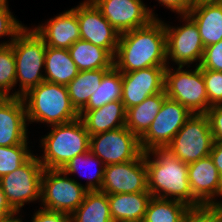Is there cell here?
<instances>
[{
  "instance_id": "obj_1",
  "label": "cell",
  "mask_w": 222,
  "mask_h": 222,
  "mask_svg": "<svg viewBox=\"0 0 222 222\" xmlns=\"http://www.w3.org/2000/svg\"><path fill=\"white\" fill-rule=\"evenodd\" d=\"M168 63L163 21L155 18L143 27L120 34L113 66L121 73L169 66Z\"/></svg>"
},
{
  "instance_id": "obj_2",
  "label": "cell",
  "mask_w": 222,
  "mask_h": 222,
  "mask_svg": "<svg viewBox=\"0 0 222 222\" xmlns=\"http://www.w3.org/2000/svg\"><path fill=\"white\" fill-rule=\"evenodd\" d=\"M150 154L154 155V160ZM145 164L148 191L152 197L180 201L192 210L204 207L190 189L188 164L177 159L168 149L153 148L145 152Z\"/></svg>"
},
{
  "instance_id": "obj_3",
  "label": "cell",
  "mask_w": 222,
  "mask_h": 222,
  "mask_svg": "<svg viewBox=\"0 0 222 222\" xmlns=\"http://www.w3.org/2000/svg\"><path fill=\"white\" fill-rule=\"evenodd\" d=\"M27 121L50 124H65L79 118L72 106L66 85L48 81L41 82L22 96Z\"/></svg>"
},
{
  "instance_id": "obj_4",
  "label": "cell",
  "mask_w": 222,
  "mask_h": 222,
  "mask_svg": "<svg viewBox=\"0 0 222 222\" xmlns=\"http://www.w3.org/2000/svg\"><path fill=\"white\" fill-rule=\"evenodd\" d=\"M50 127L41 139L44 154L39 161L44 169H62L73 157L89 151L90 135L80 118Z\"/></svg>"
},
{
  "instance_id": "obj_5",
  "label": "cell",
  "mask_w": 222,
  "mask_h": 222,
  "mask_svg": "<svg viewBox=\"0 0 222 222\" xmlns=\"http://www.w3.org/2000/svg\"><path fill=\"white\" fill-rule=\"evenodd\" d=\"M14 50L16 81L20 89L10 97H22L30 89L45 81L42 67L45 66L46 44L34 29L24 27L10 44ZM41 71V72H40Z\"/></svg>"
},
{
  "instance_id": "obj_6",
  "label": "cell",
  "mask_w": 222,
  "mask_h": 222,
  "mask_svg": "<svg viewBox=\"0 0 222 222\" xmlns=\"http://www.w3.org/2000/svg\"><path fill=\"white\" fill-rule=\"evenodd\" d=\"M182 68L178 66L175 71L166 67L164 83L166 96L178 101L192 114H206L211 106L208 103L202 69L199 66L193 71Z\"/></svg>"
},
{
  "instance_id": "obj_7",
  "label": "cell",
  "mask_w": 222,
  "mask_h": 222,
  "mask_svg": "<svg viewBox=\"0 0 222 222\" xmlns=\"http://www.w3.org/2000/svg\"><path fill=\"white\" fill-rule=\"evenodd\" d=\"M41 191L42 209L71 215L82 204L88 190L67 177L62 169H44Z\"/></svg>"
},
{
  "instance_id": "obj_8",
  "label": "cell",
  "mask_w": 222,
  "mask_h": 222,
  "mask_svg": "<svg viewBox=\"0 0 222 222\" xmlns=\"http://www.w3.org/2000/svg\"><path fill=\"white\" fill-rule=\"evenodd\" d=\"M213 136L206 114H192L166 147L177 159L190 164L210 156Z\"/></svg>"
},
{
  "instance_id": "obj_9",
  "label": "cell",
  "mask_w": 222,
  "mask_h": 222,
  "mask_svg": "<svg viewBox=\"0 0 222 222\" xmlns=\"http://www.w3.org/2000/svg\"><path fill=\"white\" fill-rule=\"evenodd\" d=\"M43 171L44 168L39 161V156L32 155L18 169L0 178L6 199L16 212H20L24 203L37 199L41 201Z\"/></svg>"
},
{
  "instance_id": "obj_10",
  "label": "cell",
  "mask_w": 222,
  "mask_h": 222,
  "mask_svg": "<svg viewBox=\"0 0 222 222\" xmlns=\"http://www.w3.org/2000/svg\"><path fill=\"white\" fill-rule=\"evenodd\" d=\"M191 115L185 106L167 97L148 130L139 138L142 152L166 148Z\"/></svg>"
},
{
  "instance_id": "obj_11",
  "label": "cell",
  "mask_w": 222,
  "mask_h": 222,
  "mask_svg": "<svg viewBox=\"0 0 222 222\" xmlns=\"http://www.w3.org/2000/svg\"><path fill=\"white\" fill-rule=\"evenodd\" d=\"M89 150L105 166L135 160L142 153L139 138L125 126L90 136Z\"/></svg>"
},
{
  "instance_id": "obj_12",
  "label": "cell",
  "mask_w": 222,
  "mask_h": 222,
  "mask_svg": "<svg viewBox=\"0 0 222 222\" xmlns=\"http://www.w3.org/2000/svg\"><path fill=\"white\" fill-rule=\"evenodd\" d=\"M182 20L186 23L179 27L165 25L166 33V55L167 61L170 58L178 66H189L192 62H197V66L203 57L204 45L201 40L199 29L195 21L188 15L183 14Z\"/></svg>"
},
{
  "instance_id": "obj_13",
  "label": "cell",
  "mask_w": 222,
  "mask_h": 222,
  "mask_svg": "<svg viewBox=\"0 0 222 222\" xmlns=\"http://www.w3.org/2000/svg\"><path fill=\"white\" fill-rule=\"evenodd\" d=\"M101 191L108 195L149 192L145 152L135 160L106 165Z\"/></svg>"
},
{
  "instance_id": "obj_14",
  "label": "cell",
  "mask_w": 222,
  "mask_h": 222,
  "mask_svg": "<svg viewBox=\"0 0 222 222\" xmlns=\"http://www.w3.org/2000/svg\"><path fill=\"white\" fill-rule=\"evenodd\" d=\"M121 34L149 24L157 18L142 0H91Z\"/></svg>"
},
{
  "instance_id": "obj_15",
  "label": "cell",
  "mask_w": 222,
  "mask_h": 222,
  "mask_svg": "<svg viewBox=\"0 0 222 222\" xmlns=\"http://www.w3.org/2000/svg\"><path fill=\"white\" fill-rule=\"evenodd\" d=\"M80 37L115 55L120 33L107 21L91 0L77 6Z\"/></svg>"
},
{
  "instance_id": "obj_16",
  "label": "cell",
  "mask_w": 222,
  "mask_h": 222,
  "mask_svg": "<svg viewBox=\"0 0 222 222\" xmlns=\"http://www.w3.org/2000/svg\"><path fill=\"white\" fill-rule=\"evenodd\" d=\"M167 66L122 73V98L125 109L142 103L147 97L164 91Z\"/></svg>"
},
{
  "instance_id": "obj_17",
  "label": "cell",
  "mask_w": 222,
  "mask_h": 222,
  "mask_svg": "<svg viewBox=\"0 0 222 222\" xmlns=\"http://www.w3.org/2000/svg\"><path fill=\"white\" fill-rule=\"evenodd\" d=\"M188 179L193 196L204 207H222L214 199L222 196V179L210 156L188 164Z\"/></svg>"
},
{
  "instance_id": "obj_18",
  "label": "cell",
  "mask_w": 222,
  "mask_h": 222,
  "mask_svg": "<svg viewBox=\"0 0 222 222\" xmlns=\"http://www.w3.org/2000/svg\"><path fill=\"white\" fill-rule=\"evenodd\" d=\"M26 122L22 97H0V146L28 144Z\"/></svg>"
},
{
  "instance_id": "obj_19",
  "label": "cell",
  "mask_w": 222,
  "mask_h": 222,
  "mask_svg": "<svg viewBox=\"0 0 222 222\" xmlns=\"http://www.w3.org/2000/svg\"><path fill=\"white\" fill-rule=\"evenodd\" d=\"M33 29L43 39L46 46L69 49L81 39L77 7L50 19L45 25H39Z\"/></svg>"
},
{
  "instance_id": "obj_20",
  "label": "cell",
  "mask_w": 222,
  "mask_h": 222,
  "mask_svg": "<svg viewBox=\"0 0 222 222\" xmlns=\"http://www.w3.org/2000/svg\"><path fill=\"white\" fill-rule=\"evenodd\" d=\"M126 112L122 101H112L100 108L93 110H81L79 118L82 120L90 136L102 132L124 127L126 124Z\"/></svg>"
},
{
  "instance_id": "obj_21",
  "label": "cell",
  "mask_w": 222,
  "mask_h": 222,
  "mask_svg": "<svg viewBox=\"0 0 222 222\" xmlns=\"http://www.w3.org/2000/svg\"><path fill=\"white\" fill-rule=\"evenodd\" d=\"M188 15L197 24L204 47L222 40V2H197Z\"/></svg>"
},
{
  "instance_id": "obj_22",
  "label": "cell",
  "mask_w": 222,
  "mask_h": 222,
  "mask_svg": "<svg viewBox=\"0 0 222 222\" xmlns=\"http://www.w3.org/2000/svg\"><path fill=\"white\" fill-rule=\"evenodd\" d=\"M150 192L108 195L110 213L113 222H143Z\"/></svg>"
},
{
  "instance_id": "obj_23",
  "label": "cell",
  "mask_w": 222,
  "mask_h": 222,
  "mask_svg": "<svg viewBox=\"0 0 222 222\" xmlns=\"http://www.w3.org/2000/svg\"><path fill=\"white\" fill-rule=\"evenodd\" d=\"M45 81L68 85L79 73L68 49L47 46L45 51Z\"/></svg>"
},
{
  "instance_id": "obj_24",
  "label": "cell",
  "mask_w": 222,
  "mask_h": 222,
  "mask_svg": "<svg viewBox=\"0 0 222 222\" xmlns=\"http://www.w3.org/2000/svg\"><path fill=\"white\" fill-rule=\"evenodd\" d=\"M166 98L164 90L127 109L125 127L140 138L152 124Z\"/></svg>"
},
{
  "instance_id": "obj_25",
  "label": "cell",
  "mask_w": 222,
  "mask_h": 222,
  "mask_svg": "<svg viewBox=\"0 0 222 222\" xmlns=\"http://www.w3.org/2000/svg\"><path fill=\"white\" fill-rule=\"evenodd\" d=\"M69 53L79 71L111 69L113 56L104 48L80 39L69 49Z\"/></svg>"
},
{
  "instance_id": "obj_26",
  "label": "cell",
  "mask_w": 222,
  "mask_h": 222,
  "mask_svg": "<svg viewBox=\"0 0 222 222\" xmlns=\"http://www.w3.org/2000/svg\"><path fill=\"white\" fill-rule=\"evenodd\" d=\"M71 222H113L108 194L87 191L82 204L71 214Z\"/></svg>"
},
{
  "instance_id": "obj_27",
  "label": "cell",
  "mask_w": 222,
  "mask_h": 222,
  "mask_svg": "<svg viewBox=\"0 0 222 222\" xmlns=\"http://www.w3.org/2000/svg\"><path fill=\"white\" fill-rule=\"evenodd\" d=\"M109 69L79 71L67 85L72 106L79 113L88 103L91 95L99 88L102 77Z\"/></svg>"
},
{
  "instance_id": "obj_28",
  "label": "cell",
  "mask_w": 222,
  "mask_h": 222,
  "mask_svg": "<svg viewBox=\"0 0 222 222\" xmlns=\"http://www.w3.org/2000/svg\"><path fill=\"white\" fill-rule=\"evenodd\" d=\"M192 209L176 200L152 197L143 222H188Z\"/></svg>"
},
{
  "instance_id": "obj_29",
  "label": "cell",
  "mask_w": 222,
  "mask_h": 222,
  "mask_svg": "<svg viewBox=\"0 0 222 222\" xmlns=\"http://www.w3.org/2000/svg\"><path fill=\"white\" fill-rule=\"evenodd\" d=\"M122 73L114 66L102 77L101 84L82 110H93L112 101H121Z\"/></svg>"
},
{
  "instance_id": "obj_30",
  "label": "cell",
  "mask_w": 222,
  "mask_h": 222,
  "mask_svg": "<svg viewBox=\"0 0 222 222\" xmlns=\"http://www.w3.org/2000/svg\"><path fill=\"white\" fill-rule=\"evenodd\" d=\"M92 161L97 163L99 165V168L96 171H94L95 173L93 175L87 176V177H89L88 178L89 182L86 184L85 188L88 191L101 190V185H102V182H103V176H104V171H105V165L90 150L88 152L84 153V154L77 155V156L73 157L68 162V164L65 167L62 168V170L67 175L72 174V173L77 174V173H80L82 171V170L80 171V169H82V168H80V166L81 167H83V166L88 167L87 165H89L90 163L93 165L94 162H92Z\"/></svg>"
},
{
  "instance_id": "obj_31",
  "label": "cell",
  "mask_w": 222,
  "mask_h": 222,
  "mask_svg": "<svg viewBox=\"0 0 222 222\" xmlns=\"http://www.w3.org/2000/svg\"><path fill=\"white\" fill-rule=\"evenodd\" d=\"M11 43H0V97H10V91L15 87L16 64Z\"/></svg>"
},
{
  "instance_id": "obj_32",
  "label": "cell",
  "mask_w": 222,
  "mask_h": 222,
  "mask_svg": "<svg viewBox=\"0 0 222 222\" xmlns=\"http://www.w3.org/2000/svg\"><path fill=\"white\" fill-rule=\"evenodd\" d=\"M27 145L0 146V178L18 169L33 155Z\"/></svg>"
},
{
  "instance_id": "obj_33",
  "label": "cell",
  "mask_w": 222,
  "mask_h": 222,
  "mask_svg": "<svg viewBox=\"0 0 222 222\" xmlns=\"http://www.w3.org/2000/svg\"><path fill=\"white\" fill-rule=\"evenodd\" d=\"M202 75L209 105L222 104V72L202 70Z\"/></svg>"
},
{
  "instance_id": "obj_34",
  "label": "cell",
  "mask_w": 222,
  "mask_h": 222,
  "mask_svg": "<svg viewBox=\"0 0 222 222\" xmlns=\"http://www.w3.org/2000/svg\"><path fill=\"white\" fill-rule=\"evenodd\" d=\"M199 67L202 70L222 72V40L204 48Z\"/></svg>"
},
{
  "instance_id": "obj_35",
  "label": "cell",
  "mask_w": 222,
  "mask_h": 222,
  "mask_svg": "<svg viewBox=\"0 0 222 222\" xmlns=\"http://www.w3.org/2000/svg\"><path fill=\"white\" fill-rule=\"evenodd\" d=\"M21 23L12 15L8 5L0 4V37L11 36V42L16 35L24 28Z\"/></svg>"
},
{
  "instance_id": "obj_36",
  "label": "cell",
  "mask_w": 222,
  "mask_h": 222,
  "mask_svg": "<svg viewBox=\"0 0 222 222\" xmlns=\"http://www.w3.org/2000/svg\"><path fill=\"white\" fill-rule=\"evenodd\" d=\"M188 222H222V207H203L191 211Z\"/></svg>"
},
{
  "instance_id": "obj_37",
  "label": "cell",
  "mask_w": 222,
  "mask_h": 222,
  "mask_svg": "<svg viewBox=\"0 0 222 222\" xmlns=\"http://www.w3.org/2000/svg\"><path fill=\"white\" fill-rule=\"evenodd\" d=\"M206 115L209 119L213 140L222 142V104L211 106Z\"/></svg>"
},
{
  "instance_id": "obj_38",
  "label": "cell",
  "mask_w": 222,
  "mask_h": 222,
  "mask_svg": "<svg viewBox=\"0 0 222 222\" xmlns=\"http://www.w3.org/2000/svg\"><path fill=\"white\" fill-rule=\"evenodd\" d=\"M34 214L32 222H71V215L62 212L49 211L41 208Z\"/></svg>"
},
{
  "instance_id": "obj_39",
  "label": "cell",
  "mask_w": 222,
  "mask_h": 222,
  "mask_svg": "<svg viewBox=\"0 0 222 222\" xmlns=\"http://www.w3.org/2000/svg\"><path fill=\"white\" fill-rule=\"evenodd\" d=\"M158 2L180 15L188 14L195 5V0H158Z\"/></svg>"
},
{
  "instance_id": "obj_40",
  "label": "cell",
  "mask_w": 222,
  "mask_h": 222,
  "mask_svg": "<svg viewBox=\"0 0 222 222\" xmlns=\"http://www.w3.org/2000/svg\"><path fill=\"white\" fill-rule=\"evenodd\" d=\"M210 157L213 159L214 165L218 169L222 179V142H213Z\"/></svg>"
},
{
  "instance_id": "obj_41",
  "label": "cell",
  "mask_w": 222,
  "mask_h": 222,
  "mask_svg": "<svg viewBox=\"0 0 222 222\" xmlns=\"http://www.w3.org/2000/svg\"><path fill=\"white\" fill-rule=\"evenodd\" d=\"M14 213H16V211L8 203L0 183V220L7 218Z\"/></svg>"
},
{
  "instance_id": "obj_42",
  "label": "cell",
  "mask_w": 222,
  "mask_h": 222,
  "mask_svg": "<svg viewBox=\"0 0 222 222\" xmlns=\"http://www.w3.org/2000/svg\"><path fill=\"white\" fill-rule=\"evenodd\" d=\"M17 213H19V212H16L7 218L1 219L0 222H23L22 220H20L21 218L15 217V214H17Z\"/></svg>"
},
{
  "instance_id": "obj_43",
  "label": "cell",
  "mask_w": 222,
  "mask_h": 222,
  "mask_svg": "<svg viewBox=\"0 0 222 222\" xmlns=\"http://www.w3.org/2000/svg\"><path fill=\"white\" fill-rule=\"evenodd\" d=\"M197 2H222V0H195Z\"/></svg>"
},
{
  "instance_id": "obj_44",
  "label": "cell",
  "mask_w": 222,
  "mask_h": 222,
  "mask_svg": "<svg viewBox=\"0 0 222 222\" xmlns=\"http://www.w3.org/2000/svg\"><path fill=\"white\" fill-rule=\"evenodd\" d=\"M0 4H2V5H7L8 2H7V0H0Z\"/></svg>"
}]
</instances>
